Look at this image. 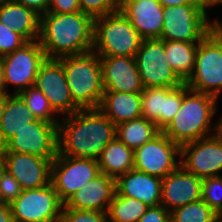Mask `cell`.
Here are the masks:
<instances>
[{
	"instance_id": "cell-29",
	"label": "cell",
	"mask_w": 222,
	"mask_h": 222,
	"mask_svg": "<svg viewBox=\"0 0 222 222\" xmlns=\"http://www.w3.org/2000/svg\"><path fill=\"white\" fill-rule=\"evenodd\" d=\"M171 222H222L218 215L202 199L175 208L170 212Z\"/></svg>"
},
{
	"instance_id": "cell-36",
	"label": "cell",
	"mask_w": 222,
	"mask_h": 222,
	"mask_svg": "<svg viewBox=\"0 0 222 222\" xmlns=\"http://www.w3.org/2000/svg\"><path fill=\"white\" fill-rule=\"evenodd\" d=\"M60 222H107V212L63 208Z\"/></svg>"
},
{
	"instance_id": "cell-16",
	"label": "cell",
	"mask_w": 222,
	"mask_h": 222,
	"mask_svg": "<svg viewBox=\"0 0 222 222\" xmlns=\"http://www.w3.org/2000/svg\"><path fill=\"white\" fill-rule=\"evenodd\" d=\"M4 156L5 170L20 183L23 190L38 189L51 183L54 160L15 152H4Z\"/></svg>"
},
{
	"instance_id": "cell-14",
	"label": "cell",
	"mask_w": 222,
	"mask_h": 222,
	"mask_svg": "<svg viewBox=\"0 0 222 222\" xmlns=\"http://www.w3.org/2000/svg\"><path fill=\"white\" fill-rule=\"evenodd\" d=\"M180 165L201 179L222 175V141L210 135L181 146Z\"/></svg>"
},
{
	"instance_id": "cell-6",
	"label": "cell",
	"mask_w": 222,
	"mask_h": 222,
	"mask_svg": "<svg viewBox=\"0 0 222 222\" xmlns=\"http://www.w3.org/2000/svg\"><path fill=\"white\" fill-rule=\"evenodd\" d=\"M191 90L222 96V31L215 26L197 47L195 69L185 82Z\"/></svg>"
},
{
	"instance_id": "cell-5",
	"label": "cell",
	"mask_w": 222,
	"mask_h": 222,
	"mask_svg": "<svg viewBox=\"0 0 222 222\" xmlns=\"http://www.w3.org/2000/svg\"><path fill=\"white\" fill-rule=\"evenodd\" d=\"M143 40L119 9L94 20L92 50L99 56L135 57Z\"/></svg>"
},
{
	"instance_id": "cell-43",
	"label": "cell",
	"mask_w": 222,
	"mask_h": 222,
	"mask_svg": "<svg viewBox=\"0 0 222 222\" xmlns=\"http://www.w3.org/2000/svg\"><path fill=\"white\" fill-rule=\"evenodd\" d=\"M0 222H15L9 204L0 202Z\"/></svg>"
},
{
	"instance_id": "cell-20",
	"label": "cell",
	"mask_w": 222,
	"mask_h": 222,
	"mask_svg": "<svg viewBox=\"0 0 222 222\" xmlns=\"http://www.w3.org/2000/svg\"><path fill=\"white\" fill-rule=\"evenodd\" d=\"M115 192V179L100 172L80 187L63 208L107 212Z\"/></svg>"
},
{
	"instance_id": "cell-4",
	"label": "cell",
	"mask_w": 222,
	"mask_h": 222,
	"mask_svg": "<svg viewBox=\"0 0 222 222\" xmlns=\"http://www.w3.org/2000/svg\"><path fill=\"white\" fill-rule=\"evenodd\" d=\"M58 60L62 63L73 102L80 109L98 108L104 93L100 56L92 50Z\"/></svg>"
},
{
	"instance_id": "cell-2",
	"label": "cell",
	"mask_w": 222,
	"mask_h": 222,
	"mask_svg": "<svg viewBox=\"0 0 222 222\" xmlns=\"http://www.w3.org/2000/svg\"><path fill=\"white\" fill-rule=\"evenodd\" d=\"M94 20L81 11L41 15L39 42L46 58L59 59L92 51Z\"/></svg>"
},
{
	"instance_id": "cell-25",
	"label": "cell",
	"mask_w": 222,
	"mask_h": 222,
	"mask_svg": "<svg viewBox=\"0 0 222 222\" xmlns=\"http://www.w3.org/2000/svg\"><path fill=\"white\" fill-rule=\"evenodd\" d=\"M100 172L115 180L134 168V151L115 137L98 158Z\"/></svg>"
},
{
	"instance_id": "cell-17",
	"label": "cell",
	"mask_w": 222,
	"mask_h": 222,
	"mask_svg": "<svg viewBox=\"0 0 222 222\" xmlns=\"http://www.w3.org/2000/svg\"><path fill=\"white\" fill-rule=\"evenodd\" d=\"M104 91L141 93L144 86L134 57L100 56Z\"/></svg>"
},
{
	"instance_id": "cell-11",
	"label": "cell",
	"mask_w": 222,
	"mask_h": 222,
	"mask_svg": "<svg viewBox=\"0 0 222 222\" xmlns=\"http://www.w3.org/2000/svg\"><path fill=\"white\" fill-rule=\"evenodd\" d=\"M100 173L98 161L57 155L51 165V183L65 204L87 182Z\"/></svg>"
},
{
	"instance_id": "cell-3",
	"label": "cell",
	"mask_w": 222,
	"mask_h": 222,
	"mask_svg": "<svg viewBox=\"0 0 222 222\" xmlns=\"http://www.w3.org/2000/svg\"><path fill=\"white\" fill-rule=\"evenodd\" d=\"M220 104L216 97L191 90L184 83L181 108L162 132L180 147L213 135Z\"/></svg>"
},
{
	"instance_id": "cell-49",
	"label": "cell",
	"mask_w": 222,
	"mask_h": 222,
	"mask_svg": "<svg viewBox=\"0 0 222 222\" xmlns=\"http://www.w3.org/2000/svg\"><path fill=\"white\" fill-rule=\"evenodd\" d=\"M107 222H119V221L112 220V219H109V218L107 217Z\"/></svg>"
},
{
	"instance_id": "cell-1",
	"label": "cell",
	"mask_w": 222,
	"mask_h": 222,
	"mask_svg": "<svg viewBox=\"0 0 222 222\" xmlns=\"http://www.w3.org/2000/svg\"><path fill=\"white\" fill-rule=\"evenodd\" d=\"M116 137V125L99 108L79 109L58 123V153L98 160Z\"/></svg>"
},
{
	"instance_id": "cell-34",
	"label": "cell",
	"mask_w": 222,
	"mask_h": 222,
	"mask_svg": "<svg viewBox=\"0 0 222 222\" xmlns=\"http://www.w3.org/2000/svg\"><path fill=\"white\" fill-rule=\"evenodd\" d=\"M81 12L94 19L112 14L118 10L117 0H78Z\"/></svg>"
},
{
	"instance_id": "cell-33",
	"label": "cell",
	"mask_w": 222,
	"mask_h": 222,
	"mask_svg": "<svg viewBox=\"0 0 222 222\" xmlns=\"http://www.w3.org/2000/svg\"><path fill=\"white\" fill-rule=\"evenodd\" d=\"M183 99V84L175 88H164L163 129L176 116Z\"/></svg>"
},
{
	"instance_id": "cell-9",
	"label": "cell",
	"mask_w": 222,
	"mask_h": 222,
	"mask_svg": "<svg viewBox=\"0 0 222 222\" xmlns=\"http://www.w3.org/2000/svg\"><path fill=\"white\" fill-rule=\"evenodd\" d=\"M134 58L144 88H175L185 83L167 61L165 40L144 39Z\"/></svg>"
},
{
	"instance_id": "cell-45",
	"label": "cell",
	"mask_w": 222,
	"mask_h": 222,
	"mask_svg": "<svg viewBox=\"0 0 222 222\" xmlns=\"http://www.w3.org/2000/svg\"><path fill=\"white\" fill-rule=\"evenodd\" d=\"M4 171H5L4 148H3V146L0 145V177Z\"/></svg>"
},
{
	"instance_id": "cell-7",
	"label": "cell",
	"mask_w": 222,
	"mask_h": 222,
	"mask_svg": "<svg viewBox=\"0 0 222 222\" xmlns=\"http://www.w3.org/2000/svg\"><path fill=\"white\" fill-rule=\"evenodd\" d=\"M163 13L161 40L200 42L216 26L204 4L163 7Z\"/></svg>"
},
{
	"instance_id": "cell-18",
	"label": "cell",
	"mask_w": 222,
	"mask_h": 222,
	"mask_svg": "<svg viewBox=\"0 0 222 222\" xmlns=\"http://www.w3.org/2000/svg\"><path fill=\"white\" fill-rule=\"evenodd\" d=\"M203 179L181 165L162 178L161 205L168 211L201 200Z\"/></svg>"
},
{
	"instance_id": "cell-19",
	"label": "cell",
	"mask_w": 222,
	"mask_h": 222,
	"mask_svg": "<svg viewBox=\"0 0 222 222\" xmlns=\"http://www.w3.org/2000/svg\"><path fill=\"white\" fill-rule=\"evenodd\" d=\"M118 9L143 39H159L164 13L158 0H120Z\"/></svg>"
},
{
	"instance_id": "cell-15",
	"label": "cell",
	"mask_w": 222,
	"mask_h": 222,
	"mask_svg": "<svg viewBox=\"0 0 222 222\" xmlns=\"http://www.w3.org/2000/svg\"><path fill=\"white\" fill-rule=\"evenodd\" d=\"M35 86L46 96L60 117L80 109L72 100L62 63L58 59H45L39 67Z\"/></svg>"
},
{
	"instance_id": "cell-12",
	"label": "cell",
	"mask_w": 222,
	"mask_h": 222,
	"mask_svg": "<svg viewBox=\"0 0 222 222\" xmlns=\"http://www.w3.org/2000/svg\"><path fill=\"white\" fill-rule=\"evenodd\" d=\"M58 123L36 120L26 125L4 145V152L26 153L54 160L58 152Z\"/></svg>"
},
{
	"instance_id": "cell-13",
	"label": "cell",
	"mask_w": 222,
	"mask_h": 222,
	"mask_svg": "<svg viewBox=\"0 0 222 222\" xmlns=\"http://www.w3.org/2000/svg\"><path fill=\"white\" fill-rule=\"evenodd\" d=\"M181 147L162 131L134 151V168L164 178L180 166Z\"/></svg>"
},
{
	"instance_id": "cell-31",
	"label": "cell",
	"mask_w": 222,
	"mask_h": 222,
	"mask_svg": "<svg viewBox=\"0 0 222 222\" xmlns=\"http://www.w3.org/2000/svg\"><path fill=\"white\" fill-rule=\"evenodd\" d=\"M164 88L145 87L141 92L142 117L163 130Z\"/></svg>"
},
{
	"instance_id": "cell-44",
	"label": "cell",
	"mask_w": 222,
	"mask_h": 222,
	"mask_svg": "<svg viewBox=\"0 0 222 222\" xmlns=\"http://www.w3.org/2000/svg\"><path fill=\"white\" fill-rule=\"evenodd\" d=\"M219 115H217V121H216V130L215 134L221 139L222 141V112H220L219 109ZM221 115V116H220Z\"/></svg>"
},
{
	"instance_id": "cell-42",
	"label": "cell",
	"mask_w": 222,
	"mask_h": 222,
	"mask_svg": "<svg viewBox=\"0 0 222 222\" xmlns=\"http://www.w3.org/2000/svg\"><path fill=\"white\" fill-rule=\"evenodd\" d=\"M162 7H172L185 4H203L202 0H158Z\"/></svg>"
},
{
	"instance_id": "cell-23",
	"label": "cell",
	"mask_w": 222,
	"mask_h": 222,
	"mask_svg": "<svg viewBox=\"0 0 222 222\" xmlns=\"http://www.w3.org/2000/svg\"><path fill=\"white\" fill-rule=\"evenodd\" d=\"M99 110L114 125L142 117L141 93L104 91Z\"/></svg>"
},
{
	"instance_id": "cell-38",
	"label": "cell",
	"mask_w": 222,
	"mask_h": 222,
	"mask_svg": "<svg viewBox=\"0 0 222 222\" xmlns=\"http://www.w3.org/2000/svg\"><path fill=\"white\" fill-rule=\"evenodd\" d=\"M81 11L78 0H49L47 13L64 14Z\"/></svg>"
},
{
	"instance_id": "cell-10",
	"label": "cell",
	"mask_w": 222,
	"mask_h": 222,
	"mask_svg": "<svg viewBox=\"0 0 222 222\" xmlns=\"http://www.w3.org/2000/svg\"><path fill=\"white\" fill-rule=\"evenodd\" d=\"M10 207L15 222H60L64 203L50 183L23 190Z\"/></svg>"
},
{
	"instance_id": "cell-35",
	"label": "cell",
	"mask_w": 222,
	"mask_h": 222,
	"mask_svg": "<svg viewBox=\"0 0 222 222\" xmlns=\"http://www.w3.org/2000/svg\"><path fill=\"white\" fill-rule=\"evenodd\" d=\"M27 41L0 22V58L21 48Z\"/></svg>"
},
{
	"instance_id": "cell-39",
	"label": "cell",
	"mask_w": 222,
	"mask_h": 222,
	"mask_svg": "<svg viewBox=\"0 0 222 222\" xmlns=\"http://www.w3.org/2000/svg\"><path fill=\"white\" fill-rule=\"evenodd\" d=\"M138 222H171L170 211L163 205L149 207Z\"/></svg>"
},
{
	"instance_id": "cell-37",
	"label": "cell",
	"mask_w": 222,
	"mask_h": 222,
	"mask_svg": "<svg viewBox=\"0 0 222 222\" xmlns=\"http://www.w3.org/2000/svg\"><path fill=\"white\" fill-rule=\"evenodd\" d=\"M22 191L20 183L5 170L0 177V202L10 205Z\"/></svg>"
},
{
	"instance_id": "cell-26",
	"label": "cell",
	"mask_w": 222,
	"mask_h": 222,
	"mask_svg": "<svg viewBox=\"0 0 222 222\" xmlns=\"http://www.w3.org/2000/svg\"><path fill=\"white\" fill-rule=\"evenodd\" d=\"M199 42L165 40V53L173 71L186 82L195 69Z\"/></svg>"
},
{
	"instance_id": "cell-40",
	"label": "cell",
	"mask_w": 222,
	"mask_h": 222,
	"mask_svg": "<svg viewBox=\"0 0 222 222\" xmlns=\"http://www.w3.org/2000/svg\"><path fill=\"white\" fill-rule=\"evenodd\" d=\"M27 8L34 10L38 15H44L48 11L49 0H13Z\"/></svg>"
},
{
	"instance_id": "cell-30",
	"label": "cell",
	"mask_w": 222,
	"mask_h": 222,
	"mask_svg": "<svg viewBox=\"0 0 222 222\" xmlns=\"http://www.w3.org/2000/svg\"><path fill=\"white\" fill-rule=\"evenodd\" d=\"M38 120L59 123L61 117L53 110L46 96L34 85L18 94Z\"/></svg>"
},
{
	"instance_id": "cell-27",
	"label": "cell",
	"mask_w": 222,
	"mask_h": 222,
	"mask_svg": "<svg viewBox=\"0 0 222 222\" xmlns=\"http://www.w3.org/2000/svg\"><path fill=\"white\" fill-rule=\"evenodd\" d=\"M160 132L161 130L154 122L144 117L116 125V137L133 151L153 139Z\"/></svg>"
},
{
	"instance_id": "cell-8",
	"label": "cell",
	"mask_w": 222,
	"mask_h": 222,
	"mask_svg": "<svg viewBox=\"0 0 222 222\" xmlns=\"http://www.w3.org/2000/svg\"><path fill=\"white\" fill-rule=\"evenodd\" d=\"M46 55L39 40L25 43L13 53L0 58L3 83L7 94H19L34 86Z\"/></svg>"
},
{
	"instance_id": "cell-24",
	"label": "cell",
	"mask_w": 222,
	"mask_h": 222,
	"mask_svg": "<svg viewBox=\"0 0 222 222\" xmlns=\"http://www.w3.org/2000/svg\"><path fill=\"white\" fill-rule=\"evenodd\" d=\"M37 118L18 94H6V104L0 121V145Z\"/></svg>"
},
{
	"instance_id": "cell-32",
	"label": "cell",
	"mask_w": 222,
	"mask_h": 222,
	"mask_svg": "<svg viewBox=\"0 0 222 222\" xmlns=\"http://www.w3.org/2000/svg\"><path fill=\"white\" fill-rule=\"evenodd\" d=\"M201 199L222 217V175L202 181Z\"/></svg>"
},
{
	"instance_id": "cell-48",
	"label": "cell",
	"mask_w": 222,
	"mask_h": 222,
	"mask_svg": "<svg viewBox=\"0 0 222 222\" xmlns=\"http://www.w3.org/2000/svg\"><path fill=\"white\" fill-rule=\"evenodd\" d=\"M216 26L222 31V18H217Z\"/></svg>"
},
{
	"instance_id": "cell-21",
	"label": "cell",
	"mask_w": 222,
	"mask_h": 222,
	"mask_svg": "<svg viewBox=\"0 0 222 222\" xmlns=\"http://www.w3.org/2000/svg\"><path fill=\"white\" fill-rule=\"evenodd\" d=\"M116 194L142 201L149 207L161 205L162 178L133 168L115 180Z\"/></svg>"
},
{
	"instance_id": "cell-50",
	"label": "cell",
	"mask_w": 222,
	"mask_h": 222,
	"mask_svg": "<svg viewBox=\"0 0 222 222\" xmlns=\"http://www.w3.org/2000/svg\"><path fill=\"white\" fill-rule=\"evenodd\" d=\"M8 1H10V0H0V5H2L5 2H8Z\"/></svg>"
},
{
	"instance_id": "cell-28",
	"label": "cell",
	"mask_w": 222,
	"mask_h": 222,
	"mask_svg": "<svg viewBox=\"0 0 222 222\" xmlns=\"http://www.w3.org/2000/svg\"><path fill=\"white\" fill-rule=\"evenodd\" d=\"M149 208L138 199L114 194L107 210V217L119 222H138Z\"/></svg>"
},
{
	"instance_id": "cell-47",
	"label": "cell",
	"mask_w": 222,
	"mask_h": 222,
	"mask_svg": "<svg viewBox=\"0 0 222 222\" xmlns=\"http://www.w3.org/2000/svg\"><path fill=\"white\" fill-rule=\"evenodd\" d=\"M2 94H7V92L4 87L2 69H1V64H0V95Z\"/></svg>"
},
{
	"instance_id": "cell-22",
	"label": "cell",
	"mask_w": 222,
	"mask_h": 222,
	"mask_svg": "<svg viewBox=\"0 0 222 222\" xmlns=\"http://www.w3.org/2000/svg\"><path fill=\"white\" fill-rule=\"evenodd\" d=\"M0 22L20 34L27 42L39 40L40 15L13 0L0 5Z\"/></svg>"
},
{
	"instance_id": "cell-41",
	"label": "cell",
	"mask_w": 222,
	"mask_h": 222,
	"mask_svg": "<svg viewBox=\"0 0 222 222\" xmlns=\"http://www.w3.org/2000/svg\"><path fill=\"white\" fill-rule=\"evenodd\" d=\"M205 8L209 11V13L211 12H214V13H211L214 14L213 17H215V19L217 20V18H220V13H217V12H221L220 10H216L215 8H219L222 6V0H202ZM213 10V11H212ZM217 14L219 16H217Z\"/></svg>"
},
{
	"instance_id": "cell-46",
	"label": "cell",
	"mask_w": 222,
	"mask_h": 222,
	"mask_svg": "<svg viewBox=\"0 0 222 222\" xmlns=\"http://www.w3.org/2000/svg\"><path fill=\"white\" fill-rule=\"evenodd\" d=\"M5 104H6V94H2L0 95V121L4 114Z\"/></svg>"
}]
</instances>
